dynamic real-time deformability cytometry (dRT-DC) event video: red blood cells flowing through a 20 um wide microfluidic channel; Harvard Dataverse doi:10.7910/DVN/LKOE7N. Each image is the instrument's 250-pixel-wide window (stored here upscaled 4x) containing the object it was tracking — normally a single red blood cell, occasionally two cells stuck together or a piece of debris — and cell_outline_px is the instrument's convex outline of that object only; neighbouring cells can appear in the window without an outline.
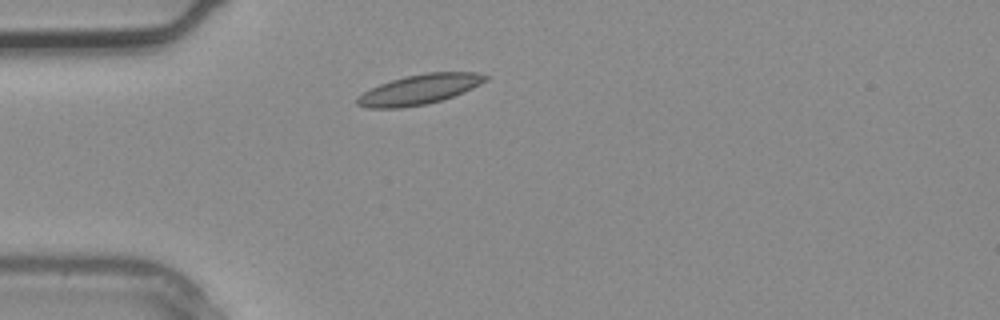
{"species": "common noctule bat (a hibernating species)", "species_latin": "Nyctalus noctula", "temperature_condition": "warm", "stored_images_in_passage": 1, "camera_frame_rate_fps": 3000, "um_per_image_px": 0.085, "animal": {"sex": "male", "body_mass_g": 20.4}, "frame": {"image": 1, "passage_image": 1, "time_ms": 0.0, "image_size_px": [1000, 320], "cell_outline_px": [[488, 80], [464, 92], [428, 104], [404, 108], [368, 108], [356, 104], [356, 100], [364, 92], [380, 84], [404, 76], [428, 72], [476, 72], [488, 76]], "centroid_in_image_um": [35.67, 7.6], "position_along_channel_um": 49.3, "area_um2": 22.25}}